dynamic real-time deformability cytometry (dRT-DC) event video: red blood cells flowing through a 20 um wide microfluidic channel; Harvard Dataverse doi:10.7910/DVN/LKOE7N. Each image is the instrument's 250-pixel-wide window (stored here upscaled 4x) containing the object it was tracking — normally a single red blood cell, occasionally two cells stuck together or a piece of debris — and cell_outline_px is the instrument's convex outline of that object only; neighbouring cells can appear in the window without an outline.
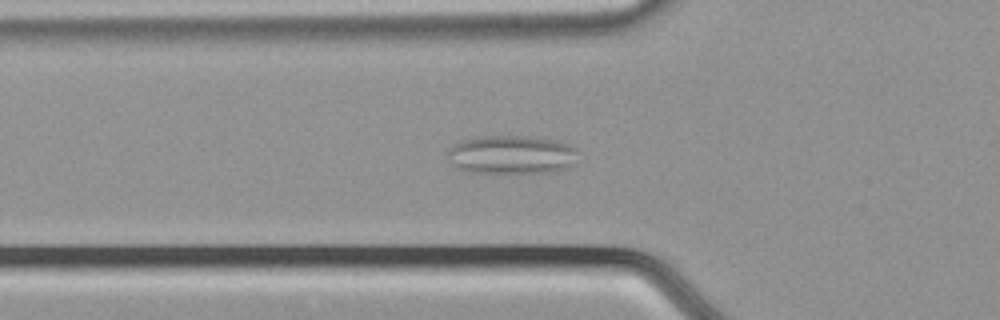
{"species": "common noctule bat (a hibernating species)", "species_latin": "Nyctalus noctula", "temperature_condition": "cold", "stored_images_in_passage": 57, "camera_frame_rate_fps": 3000, "um_per_image_px": 0.085, "animal": {"sex": "male", "body_mass_g": 21.5, "forearm_length_mm": 52.0}, "frame": {"image": 1, "passage_image": 21, "time_ms": 6.667, "image_size_px": [1000, 320], "cell_outline_px": [[576, 164], [560, 172], [472, 172], [456, 168], [448, 164], [448, 148], [460, 140], [476, 136], [528, 136], [556, 140], [572, 144], [576, 148]], "centroid_in_image_um": [43.49, 13.14], "position_along_channel_um": 82.3, "area_um2": 29.94}}
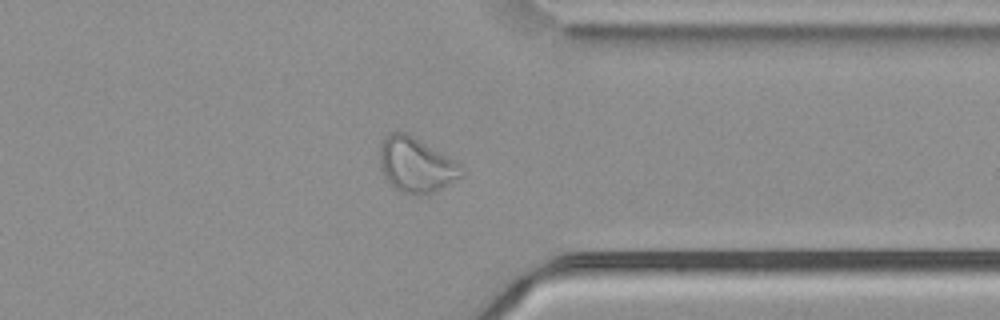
{"frame": {"image": 2, "passage_image": 45, "time_ms": 14.667, "image_size_px": [1000, 320], "cell_outline_px": [[464, 176], [436, 192], [420, 196], [412, 196], [400, 192], [384, 176], [380, 168], [380, 148], [384, 136], [392, 132], [404, 132], [412, 136], [460, 164], [464, 168]], "centroid_in_image_um": [35.38, 14.07], "position_along_channel_um": 376.0, "area_um2": 26.18}}
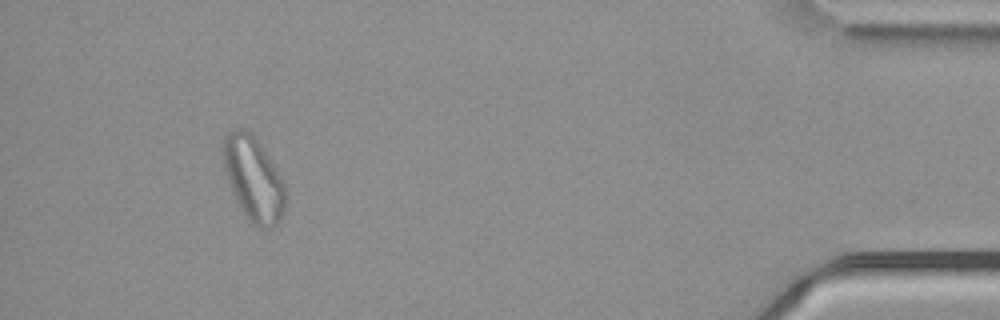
{"frame": {"image": 3, "passage_image": 53, "time_ms": 17.333, "image_size_px": [1000, 320], "cell_outline_px": [[284, 212], [280, 220], [272, 228], [260, 228], [252, 224], [248, 220], [240, 208], [236, 200], [228, 180], [224, 168], [224, 140], [228, 132], [232, 128], [244, 128], [252, 132], [280, 176], [284, 184]], "centroid_in_image_um": [21.54, 15.21], "position_along_channel_um": 413.7, "area_um2": 30.06}, "authors_computed_cell_mechanics": {"area_um2": 28.7266, "velocity_mm_per_s": 3.7231, "shape_relaxation_time_tau1_ms": null, "shape_relaxation_time_tau2_ms": 1.6062, "deformation_change_tau1": null, "deformation_change_tau2": 0.0944}}